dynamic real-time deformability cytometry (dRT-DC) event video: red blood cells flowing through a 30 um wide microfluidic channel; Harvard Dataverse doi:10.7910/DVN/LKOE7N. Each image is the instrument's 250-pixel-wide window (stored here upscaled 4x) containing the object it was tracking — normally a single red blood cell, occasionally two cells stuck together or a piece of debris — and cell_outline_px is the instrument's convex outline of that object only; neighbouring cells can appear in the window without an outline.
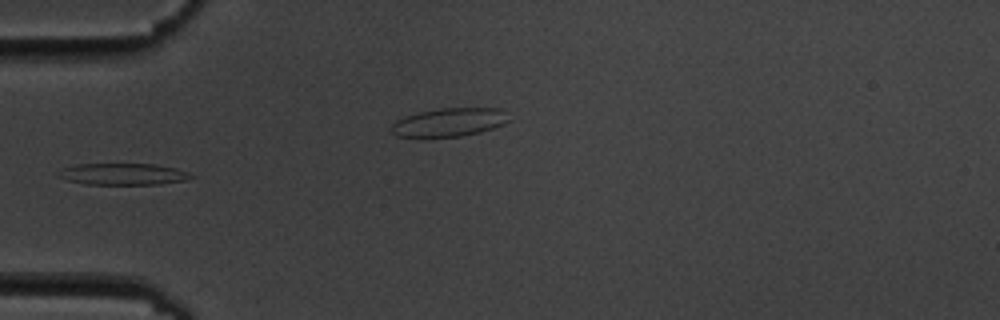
{"species": "common noctule bat (a hibernating species)", "species_latin": "Nyctalus noctula", "temperature_condition": "cold", "stored_images_in_passage": 16, "camera_frame_rate_fps": 3000, "um_per_image_px": 0.085, "animal": {"sex": "male", "body_mass_g": 19.5, "forearm_length_mm": 54.6}, "frame": {"image": 1, "passage_image": 5, "time_ms": 4.667, "image_size_px": [1000, 320], "cell_outline_px": [[196, 176], [188, 180], [160, 184], [84, 184], [68, 180], [56, 176], [56, 172], [64, 168], [76, 164], [152, 164], [176, 168], [188, 172]], "centroid_in_image_um": [10.47, 14.8], "position_along_channel_um": 74.5, "area_um2": 16.76}}
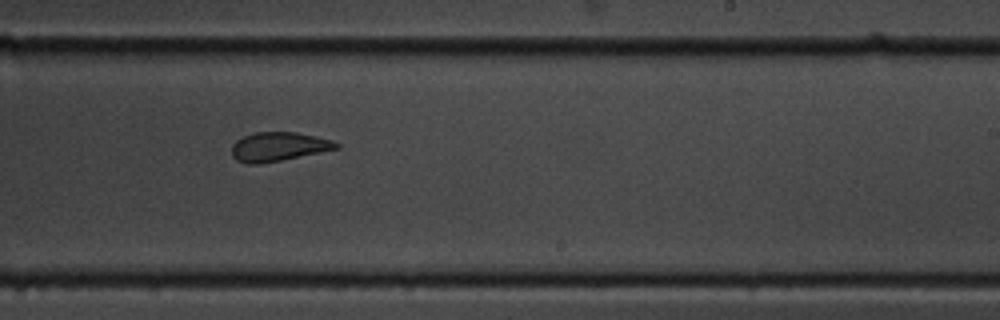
{"frame": {"image": 2, "passage_image": 10, "time_ms": 11.333, "image_size_px": [1000, 320], "cell_outline_px": [[340, 148], [280, 160], [256, 164], [248, 164], [236, 160], [232, 156], [232, 144], [236, 140], [244, 136], [256, 132], [296, 132], [316, 136], [332, 140], [340, 144]], "centroid_in_image_um": [23.67, 12.46], "position_along_channel_um": 265.3, "area_um2": 17.57}}
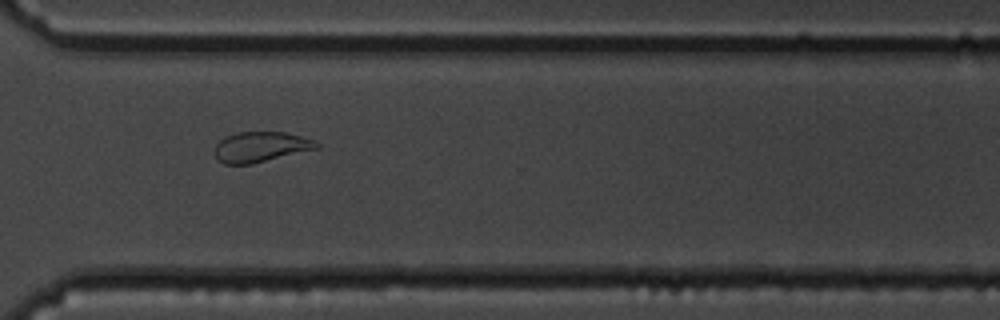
{"frame": {"image": 3, "passage_image": 12, "time_ms": 13.667, "image_size_px": [1000, 320], "cell_outline_px": [[320, 148], [252, 164], [224, 164], [216, 156], [216, 144], [224, 136], [236, 132], [284, 132], [300, 136], [312, 140], [320, 144]], "centroid_in_image_um": [22.17, 12.48], "position_along_channel_um": 348.4, "area_um2": 17.92}, "authors_computed_cell_mechanics": {"area_um2": 17.8891, "velocity_mm_per_s": 3.574, "shape_relaxation_time_tau1_ms": null, "shape_relaxation_time_tau2_ms": 3.6004, "deformation_change_tau1": null, "deformation_change_tau2": 0.1068}}